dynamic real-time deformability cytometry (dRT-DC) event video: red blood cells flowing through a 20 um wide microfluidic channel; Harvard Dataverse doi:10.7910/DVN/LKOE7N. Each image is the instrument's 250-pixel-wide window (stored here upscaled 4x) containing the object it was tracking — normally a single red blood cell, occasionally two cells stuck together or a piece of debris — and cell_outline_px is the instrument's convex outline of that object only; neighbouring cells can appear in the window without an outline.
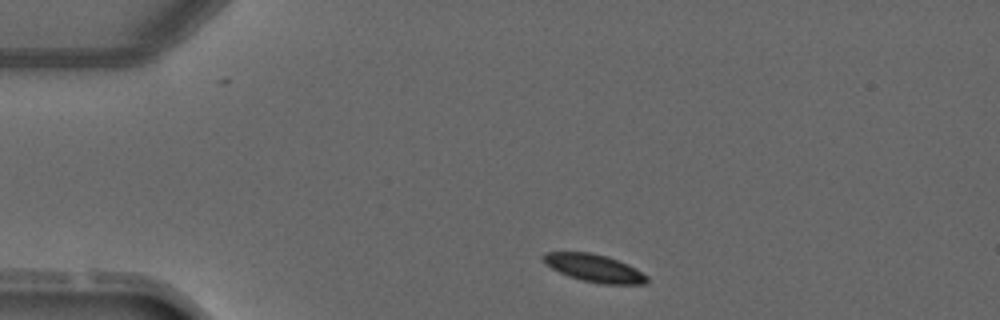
{"species": "common noctule bat (a hibernating species)", "species_latin": "Nyctalus noctula", "temperature_condition": "warm", "stored_images_in_passage": 2, "camera_frame_rate_fps": 3000, "um_per_image_px": 0.085, "animal": {"sex": "male", "forearm_length_mm": 52.5}, "frame": {"image": 1, "passage_image": 1, "time_ms": 0.0, "image_size_px": [1000, 320], "cell_outline_px": [[648, 284], [600, 284], [568, 276], [552, 268], [544, 260], [544, 252], [592, 252], [608, 256], [628, 264], [648, 276]], "centroid_in_image_um": [50.57, 22.79], "position_along_channel_um": 34.4, "area_um2": 16.59}}